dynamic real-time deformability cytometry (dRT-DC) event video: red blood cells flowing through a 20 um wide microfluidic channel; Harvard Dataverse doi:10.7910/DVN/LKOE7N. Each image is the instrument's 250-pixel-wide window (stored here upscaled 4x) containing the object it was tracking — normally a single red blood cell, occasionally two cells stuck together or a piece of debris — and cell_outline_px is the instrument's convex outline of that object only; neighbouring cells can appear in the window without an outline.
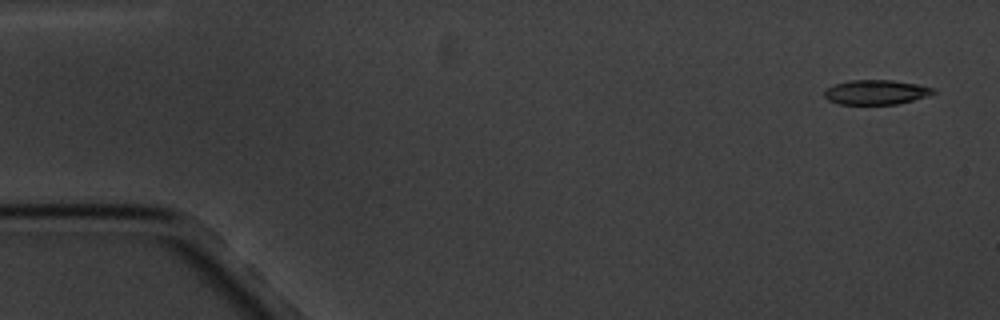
{"species": "common noctule bat (a hibernating species)", "species_latin": "Nyctalus noctula", "temperature_condition": "cold", "stored_images_in_passage": 5, "camera_frame_rate_fps": 3000, "um_per_image_px": 0.085, "animal": {"sex": "male", "body_mass_g": 20.1, "forearm_length_mm": 53.5}, "frame": {"image": 1, "passage_image": 1, "time_ms": 0.0, "image_size_px": [1000, 320], "cell_outline_px": [[936, 92], [912, 100], [896, 104], [840, 104], [828, 100], [824, 96], [824, 92], [828, 88], [836, 84], [848, 80], [892, 80], [916, 84], [936, 88]], "centroid_in_image_um": [74.45, 7.83], "position_along_channel_um": 10.5, "area_um2": 15.43}}
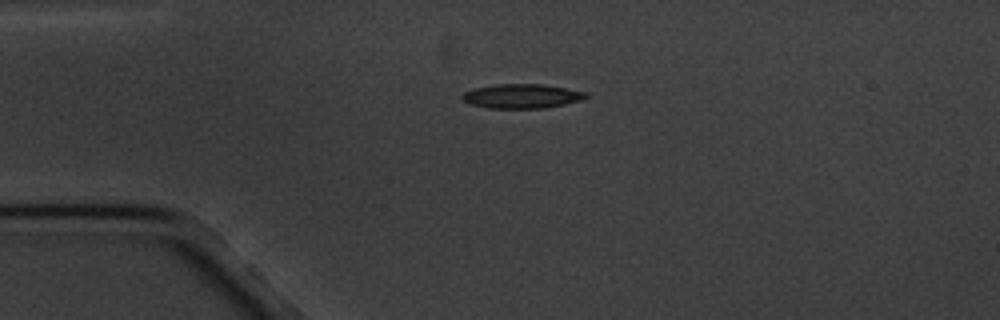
{"frame": {"image": 2, "passage_image": 4, "time_ms": 3.667, "image_size_px": [1000, 320], "cell_outline_px": [[588, 96], [580, 100], [564, 104], [544, 108], [488, 108], [468, 104], [460, 96], [464, 92], [476, 88], [496, 84], [544, 84], [588, 92]], "centroid_in_image_um": [44.34, 8.17], "position_along_channel_um": 40.7, "area_um2": 17.51}}